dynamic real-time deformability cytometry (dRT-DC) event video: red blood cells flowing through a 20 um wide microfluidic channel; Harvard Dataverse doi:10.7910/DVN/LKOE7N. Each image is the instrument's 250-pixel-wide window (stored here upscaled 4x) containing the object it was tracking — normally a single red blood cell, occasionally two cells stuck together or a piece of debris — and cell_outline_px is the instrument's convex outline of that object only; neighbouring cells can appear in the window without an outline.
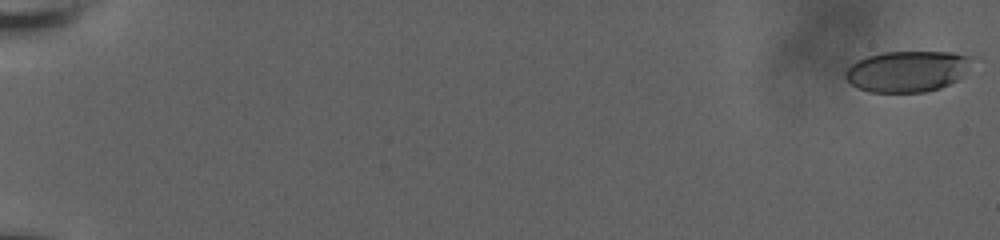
{"species": "human", "species_latin": "Homo sapiens", "temperature_condition": "room temperature", "stored_images_in_passage": 60, "camera_frame_rate_fps": 3000, "um_per_image_px": 0.085, "donor": {"sex": "male"}, "frame": {"image": 1, "passage_image": 1, "time_ms": 0.0, "image_size_px": [1000, 240], "cell_outline_px": [[968, 56], [960, 76], [956, 80], [940, 88], [924, 92], [868, 92], [856, 88], [844, 76], [844, 72], [856, 60], [864, 56], [884, 52], [952, 52]], "centroid_in_image_um": [76.96, 6.07], "position_along_channel_um": 8.0, "area_um2": 29.65}}
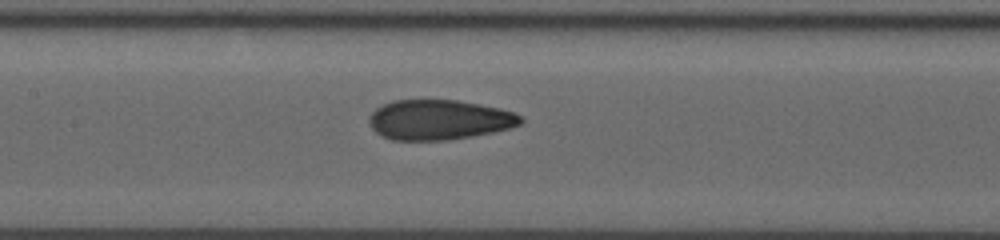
{"frame": {"image": 2, "passage_image": 32, "time_ms": 10.333, "image_size_px": [1000, 240], "cell_outline_px": [[524, 120], [520, 124], [512, 128], [472, 136], [448, 140], [392, 140], [376, 132], [372, 128], [368, 120], [368, 116], [376, 108], [392, 100], [456, 100], [480, 104], [500, 108], [512, 112], [520, 116]], "centroid_in_image_um": [37.32, 10.18], "position_along_channel_um": 170.1, "area_um2": 35.32}}
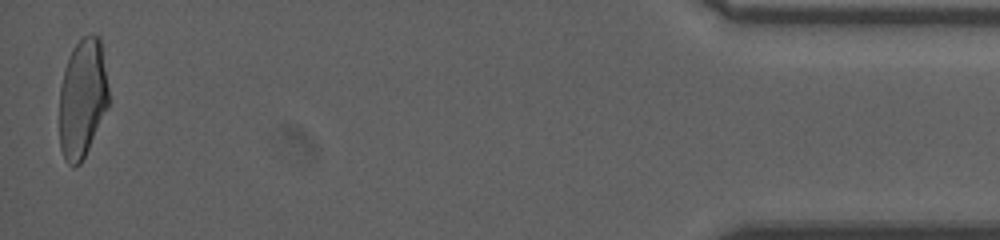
{"frame": {"image": 3, "passage_image": 59, "time_ms": 19.333, "image_size_px": [1000, 240], "cell_outline_px": [[108, 108], [80, 164], [72, 168], [64, 160], [60, 148], [60, 88], [68, 56], [72, 48], [84, 36], [100, 36], [108, 88]], "centroid_in_image_um": [7.0, 8.39], "position_along_channel_um": 428.2, "area_um2": 33.99}, "authors_computed_cell_mechanics": {"area_um2": 34.9401, "velocity_mm_per_s": 3.75, "shape_relaxation_time_tau1_ms": null, "shape_relaxation_time_tau2_ms": 1.2112, "deformation_change_tau1": null, "deformation_change_tau2": 0.081}}